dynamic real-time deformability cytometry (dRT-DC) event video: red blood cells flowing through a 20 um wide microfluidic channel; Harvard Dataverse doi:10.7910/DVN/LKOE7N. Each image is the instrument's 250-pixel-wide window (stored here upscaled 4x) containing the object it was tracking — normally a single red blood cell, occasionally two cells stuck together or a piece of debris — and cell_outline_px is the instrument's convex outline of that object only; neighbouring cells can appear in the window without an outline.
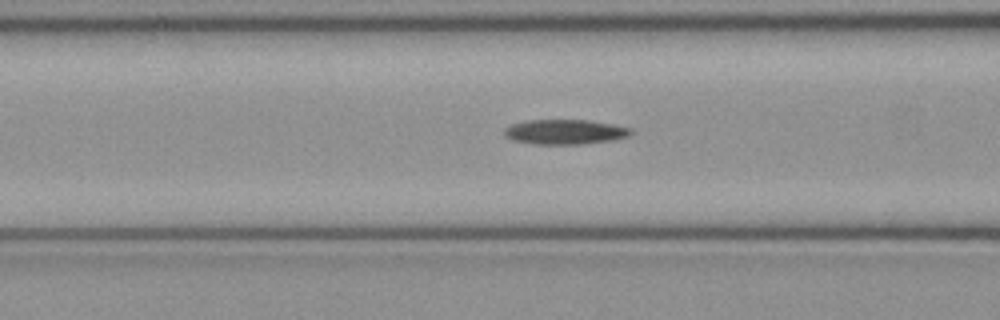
{"species": "common noctule bat (a hibernating species)", "species_latin": "Nyctalus noctula", "temperature_condition": "cold", "stored_images_in_passage": 33, "camera_frame_rate_fps": 3000, "um_per_image_px": 0.085, "animal": {"sex": "female", "body_mass_g": 21.9}, "frame": {"image": 1, "passage_image": 13, "time_ms": 4.0, "image_size_px": [1000, 320], "cell_outline_px": [[636, 132], [628, 136], [612, 140], [584, 144], [532, 144], [512, 140], [504, 136], [504, 128], [512, 124], [528, 120], [588, 120], [612, 124], [632, 128]], "centroid_in_image_um": [48.03, 11.21], "position_along_channel_um": 118.6, "area_um2": 18.5}}
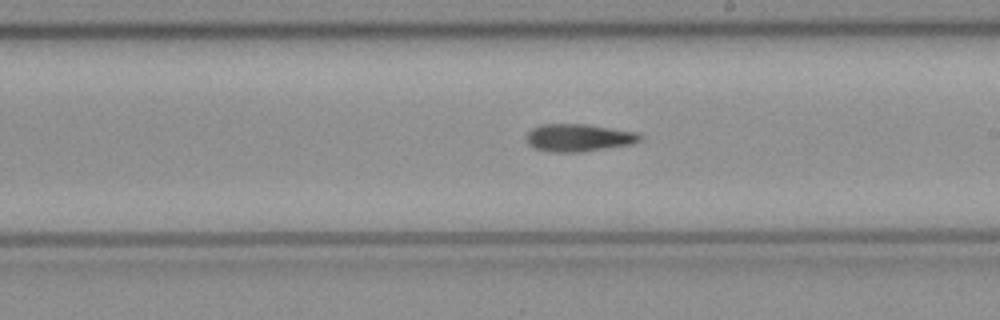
{"frame": {"image": 2, "passage_image": 22, "time_ms": 7.0, "image_size_px": [1000, 320], "cell_outline_px": [[644, 140], [632, 144], [580, 152], [552, 152], [536, 148], [528, 144], [524, 136], [532, 128], [540, 124], [584, 124], [640, 132], [644, 136]], "centroid_in_image_um": [49.22, 11.7], "position_along_channel_um": 239.8, "area_um2": 18.5}}
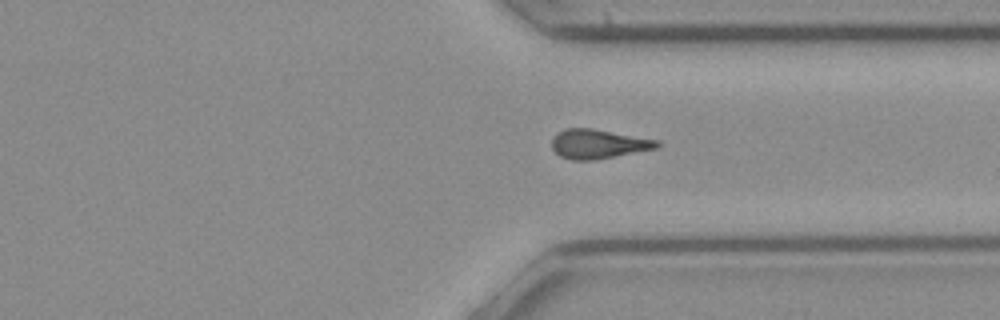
{"frame": {"image": 3, "passage_image": 31, "time_ms": 10.0, "image_size_px": [1000, 320], "cell_outline_px": [[660, 144], [656, 148], [596, 160], [572, 160], [560, 156], [552, 148], [552, 136], [556, 132], [564, 128], [592, 128], [660, 140]], "centroid_in_image_um": [50.82, 12.22], "position_along_channel_um": 360.6, "area_um2": 18.09}}